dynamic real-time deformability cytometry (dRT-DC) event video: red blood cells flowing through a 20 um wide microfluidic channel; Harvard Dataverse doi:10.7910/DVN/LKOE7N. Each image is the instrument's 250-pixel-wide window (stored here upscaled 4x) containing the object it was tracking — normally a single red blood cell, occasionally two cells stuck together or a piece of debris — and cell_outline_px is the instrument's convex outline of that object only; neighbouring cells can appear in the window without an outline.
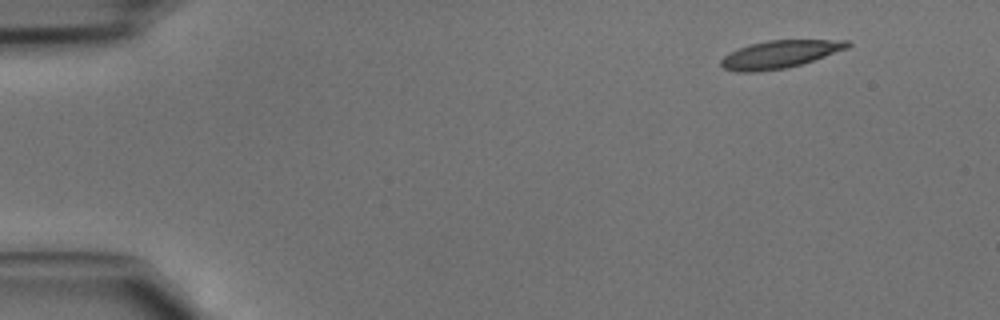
{"species": "common noctule bat (a hibernating species)", "species_latin": "Nyctalus noctula", "temperature_condition": "cold", "stored_images_in_passage": 42, "camera_frame_rate_fps": 3000, "um_per_image_px": 0.085, "animal": {"sex": "male", "body_mass_g": 15.6}, "frame": {"image": 1, "passage_image": 1, "time_ms": 0.0, "image_size_px": [1000, 320], "cell_outline_px": [[852, 44], [848, 48], [800, 64], [784, 68], [760, 72], [736, 72], [724, 68], [720, 64], [720, 60], [728, 52], [748, 44], [768, 40], [848, 40]], "centroid_in_image_um": [66.22, 4.61], "position_along_channel_um": 18.8, "area_um2": 20.4}}
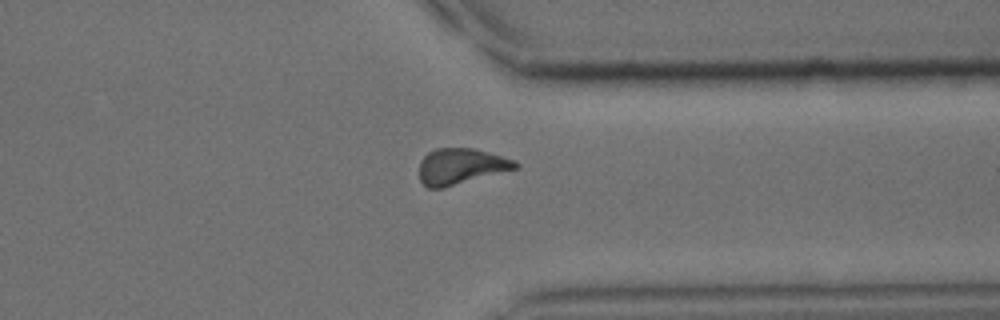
{"frame": {"image": 2, "passage_image": 32, "time_ms": 10.333, "image_size_px": [1000, 320], "cell_outline_px": [[520, 164], [516, 168], [444, 188], [428, 188], [420, 180], [420, 160], [428, 152], [436, 148], [472, 148], [488, 152], [512, 160]], "centroid_in_image_um": [39.12, 14.14], "position_along_channel_um": 372.3, "area_um2": 19.83}}
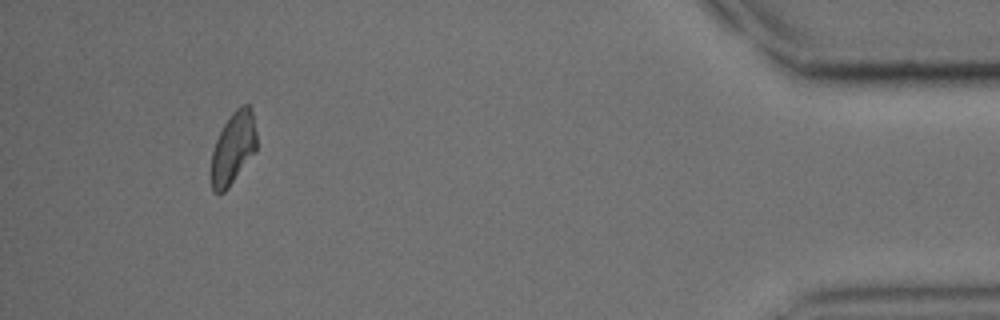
{"frame": {"image": 3, "passage_image": 39, "time_ms": 12.667, "image_size_px": [1000, 320], "cell_outline_px": [[256, 152], [228, 188], [224, 192], [212, 192], [208, 176], [212, 152], [216, 140], [224, 124], [232, 112], [236, 108], [244, 104], [248, 104], [252, 108], [256, 132]], "centroid_in_image_um": [19.79, 12.63], "position_along_channel_um": 415.4, "area_um2": 19.59}}